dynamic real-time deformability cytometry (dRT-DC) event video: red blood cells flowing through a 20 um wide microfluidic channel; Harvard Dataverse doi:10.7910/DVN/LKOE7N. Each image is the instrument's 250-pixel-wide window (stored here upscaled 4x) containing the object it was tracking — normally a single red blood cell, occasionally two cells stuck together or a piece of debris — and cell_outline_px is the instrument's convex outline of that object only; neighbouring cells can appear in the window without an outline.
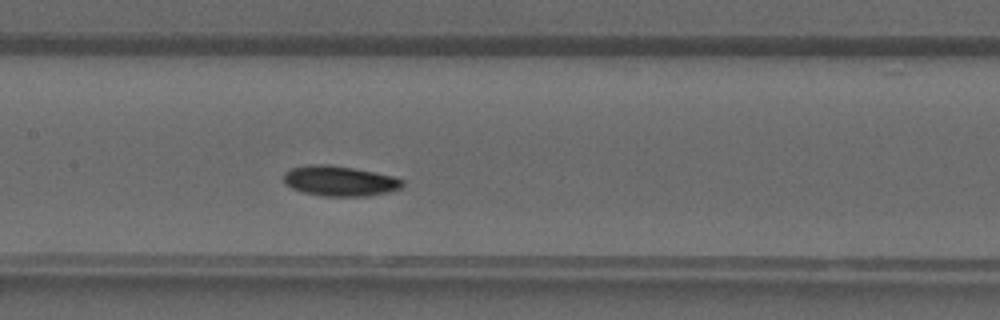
{"species": "common noctule bat (a hibernating species)", "species_latin": "Nyctalus noctula", "temperature_condition": "warm", "stored_images_in_passage": 35, "camera_frame_rate_fps": 3000, "um_per_image_px": 0.085, "animal": {"sex": "male", "forearm_length_mm": 52.5}, "frame": {"image": 1, "passage_image": 14, "time_ms": 4.333, "image_size_px": [1000, 320], "cell_outline_px": [[404, 184], [400, 188], [388, 192], [368, 196], [320, 196], [304, 192], [292, 188], [284, 184], [284, 172], [292, 168], [308, 164], [328, 164], [352, 168], [392, 176], [404, 180]], "centroid_in_image_um": [28.84, 15.38], "position_along_channel_um": 178.6, "area_um2": 20.87}}
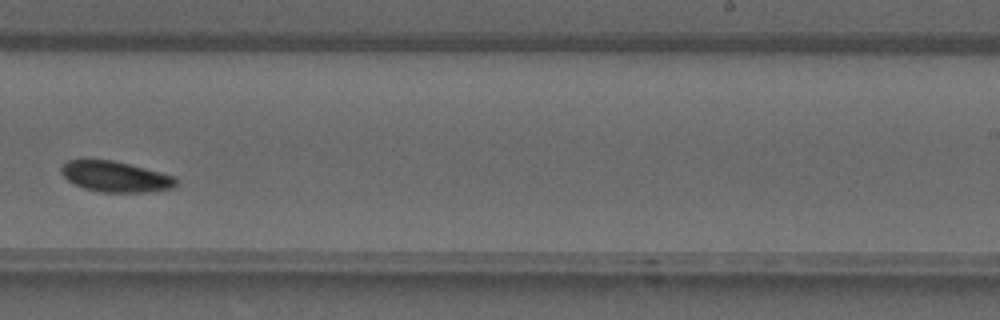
{"frame": {"image": 2, "passage_image": 20, "time_ms": 6.333, "image_size_px": [1000, 320], "cell_outline_px": [[176, 188], [144, 192], [100, 192], [84, 188], [68, 180], [60, 172], [60, 168], [68, 160], [84, 156], [112, 160], [176, 176]], "centroid_in_image_um": [9.76, 14.97], "position_along_channel_um": 279.2, "area_um2": 20.98}}
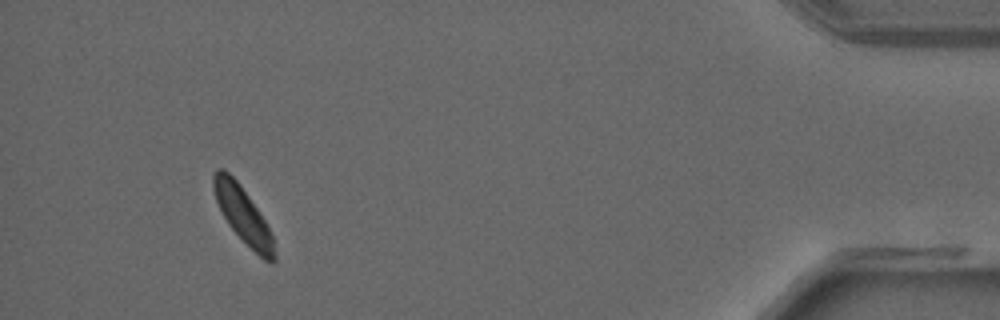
{"frame": {"image": 3, "passage_image": 32, "time_ms": 10.333, "image_size_px": [1000, 320], "cell_outline_px": [[276, 260], [272, 264], [264, 260], [228, 224], [216, 200], [212, 188], [212, 176], [216, 168], [224, 168], [240, 184], [264, 220], [272, 236], [276, 256]], "centroid_in_image_um": [20.63, 18.23], "position_along_channel_um": 414.6, "area_um2": 19.31}}